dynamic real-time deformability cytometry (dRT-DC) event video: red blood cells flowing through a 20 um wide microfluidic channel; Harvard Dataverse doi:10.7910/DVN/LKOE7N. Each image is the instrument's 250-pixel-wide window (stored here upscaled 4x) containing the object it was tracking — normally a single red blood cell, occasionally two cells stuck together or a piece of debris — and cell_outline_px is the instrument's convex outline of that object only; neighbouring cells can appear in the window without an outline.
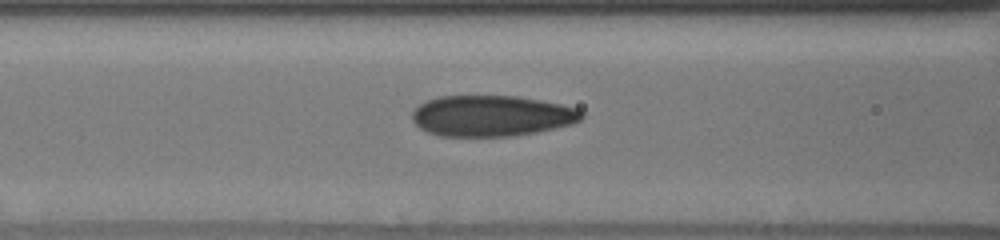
{"species": "human", "species_latin": "Homo sapiens", "temperature_condition": "cold", "stored_images_in_passage": 16, "segment_of_instrument_passage": [1, 2], "camera_frame_rate_fps": 3000, "um_per_image_px": 0.085, "donor": {"sex": "male"}, "frame": {"image": 1, "passage_image": 14, "time_ms": 6.0, "image_size_px": [1000, 240], "cell_outline_px": [[584, 116], [580, 120], [572, 124], [536, 132], [512, 136], [440, 136], [428, 132], [420, 128], [412, 120], [412, 112], [420, 104], [428, 100], [440, 96], [516, 96], [540, 100], [560, 104], [576, 108], [584, 112]], "centroid_in_image_um": [41.79, 9.85], "position_along_channel_um": 124.8, "area_um2": 40.34}}